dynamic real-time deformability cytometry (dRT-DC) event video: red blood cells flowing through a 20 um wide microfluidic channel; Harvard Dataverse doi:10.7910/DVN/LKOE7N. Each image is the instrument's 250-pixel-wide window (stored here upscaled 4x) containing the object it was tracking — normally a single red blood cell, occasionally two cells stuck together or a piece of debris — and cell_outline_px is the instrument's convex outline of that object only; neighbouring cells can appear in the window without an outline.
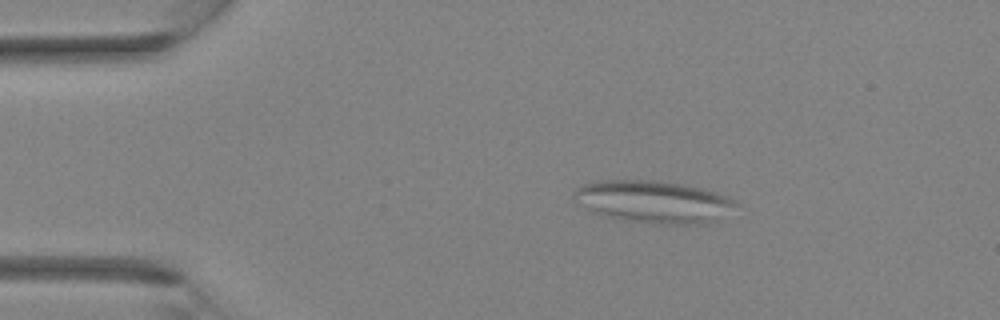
{"species": "Egyptian fruit bat (a non-hibernating species)", "species_latin": "Rousettus aegyptiacus", "temperature_condition": "room temperature", "stored_images_in_passage": 32, "camera_frame_rate_fps": 3000, "um_per_image_px": 0.085, "animal": {"sex": "female"}, "frame": {"image": 1, "passage_image": 3, "time_ms": 0.667, "image_size_px": [1000, 320], "cell_outline_px": [[740, 204], [708, 224], [652, 224], [604, 216], [592, 212], [572, 196], [572, 192], [576, 188], [584, 184], [596, 180], [656, 180], [704, 188], [728, 196], [736, 200]], "centroid_in_image_um": [55.56, 17.14], "position_along_channel_um": 29.4, "area_um2": 40.0}}
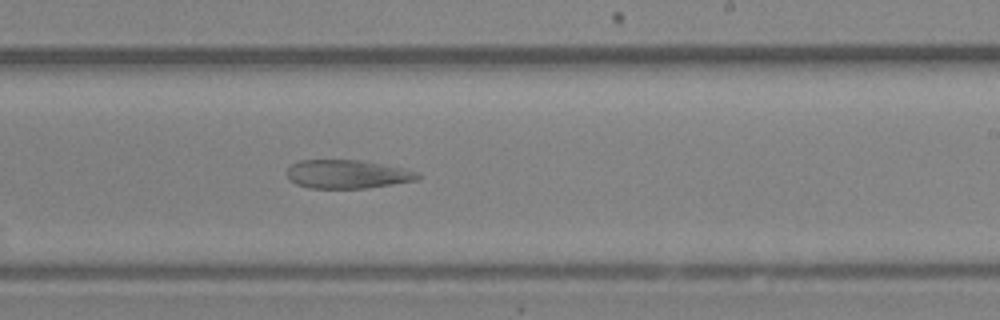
{"frame": {"image": 2, "passage_image": 18, "time_ms": 5.667, "image_size_px": [1000, 320], "cell_outline_px": [[420, 176], [416, 180], [392, 184], [364, 188], [308, 188], [296, 184], [288, 180], [288, 168], [292, 164], [300, 160], [360, 160], [420, 172]], "centroid_in_image_um": [29.48, 14.81], "position_along_channel_um": 259.5, "area_um2": 21.56}}
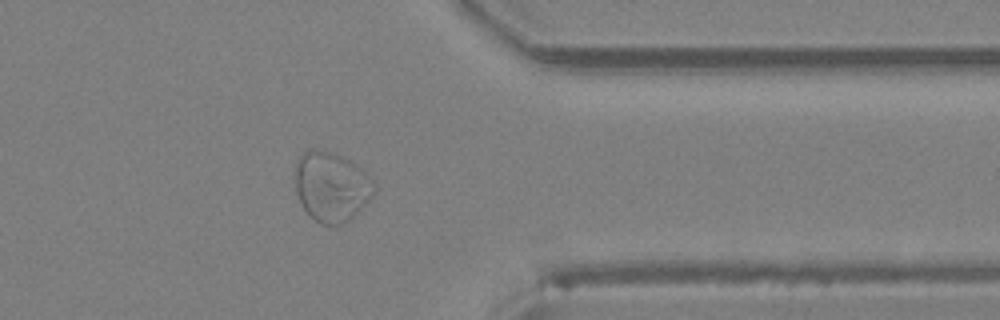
{"frame": {"image": 3, "passage_image": 25, "time_ms": 8.0, "image_size_px": [1000, 320], "cell_outline_px": [[376, 188], [372, 196], [344, 224], [320, 224], [304, 208], [296, 192], [292, 172], [296, 160], [300, 152], [308, 148], [316, 148], [332, 152], [352, 160], [368, 172], [372, 176]], "centroid_in_image_um": [28.14, 15.77], "position_along_channel_um": 383.3, "area_um2": 32.77}}